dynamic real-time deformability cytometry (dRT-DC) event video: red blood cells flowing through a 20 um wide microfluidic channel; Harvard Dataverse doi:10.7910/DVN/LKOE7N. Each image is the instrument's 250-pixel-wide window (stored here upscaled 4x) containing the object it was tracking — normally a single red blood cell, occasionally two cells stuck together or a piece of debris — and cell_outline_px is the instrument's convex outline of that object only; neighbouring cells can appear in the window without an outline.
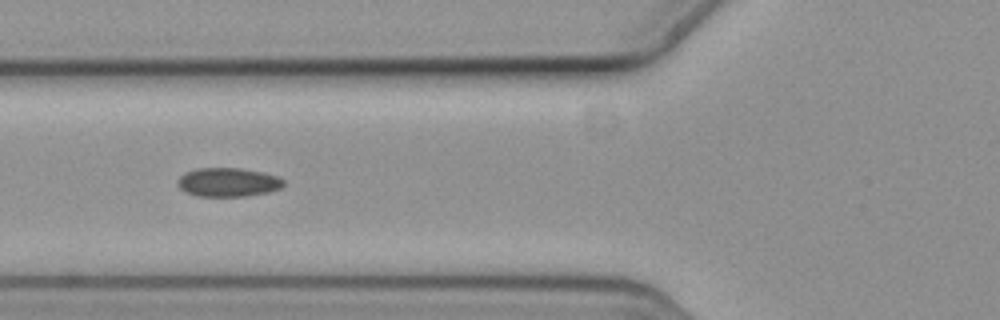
{"species": "common noctule bat (a hibernating species)", "species_latin": "Nyctalus noctula", "temperature_condition": "cold", "stored_images_in_passage": 7, "camera_frame_rate_fps": 3000, "um_per_image_px": 0.085, "animal": {"sex": "female", "body_mass_g": 19.3, "forearm_length_mm": 54.1}, "frame": {"image": 1, "passage_image": 7, "time_ms": 2.0, "image_size_px": [1000, 320], "cell_outline_px": [[284, 184], [280, 188], [268, 192], [244, 196], [196, 196], [184, 192], [176, 184], [180, 176], [184, 172], [196, 168], [240, 168], [264, 172], [276, 176], [284, 180]], "centroid_in_image_um": [19.34, 15.48], "position_along_channel_um": 106.5, "area_um2": 17.92}}